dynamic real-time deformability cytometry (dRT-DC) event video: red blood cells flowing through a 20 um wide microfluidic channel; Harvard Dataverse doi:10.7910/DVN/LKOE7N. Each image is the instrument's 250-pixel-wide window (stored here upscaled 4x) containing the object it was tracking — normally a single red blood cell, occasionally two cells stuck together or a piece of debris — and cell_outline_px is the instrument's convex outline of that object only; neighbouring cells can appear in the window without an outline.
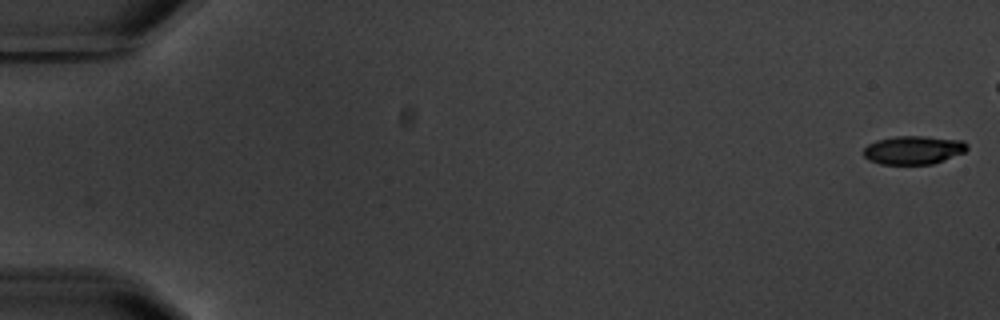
{"species": "common noctule bat (a hibernating species)", "species_latin": "Nyctalus noctula", "temperature_condition": "warm", "stored_images_in_passage": 6, "camera_frame_rate_fps": 3000, "um_per_image_px": 0.085, "animal": {"sex": "male", "body_mass_g": 20.1, "forearm_length_mm": 53.5}, "frame": {"image": 1, "passage_image": 1, "time_ms": 0.0, "image_size_px": [1000, 320], "cell_outline_px": [[968, 148], [964, 152], [944, 160], [932, 164], [880, 164], [868, 160], [864, 156], [864, 148], [868, 144], [876, 140], [896, 136], [928, 136], [964, 140], [968, 144]], "centroid_in_image_um": [77.65, 12.74], "position_along_channel_um": 7.3, "area_um2": 17.34}}